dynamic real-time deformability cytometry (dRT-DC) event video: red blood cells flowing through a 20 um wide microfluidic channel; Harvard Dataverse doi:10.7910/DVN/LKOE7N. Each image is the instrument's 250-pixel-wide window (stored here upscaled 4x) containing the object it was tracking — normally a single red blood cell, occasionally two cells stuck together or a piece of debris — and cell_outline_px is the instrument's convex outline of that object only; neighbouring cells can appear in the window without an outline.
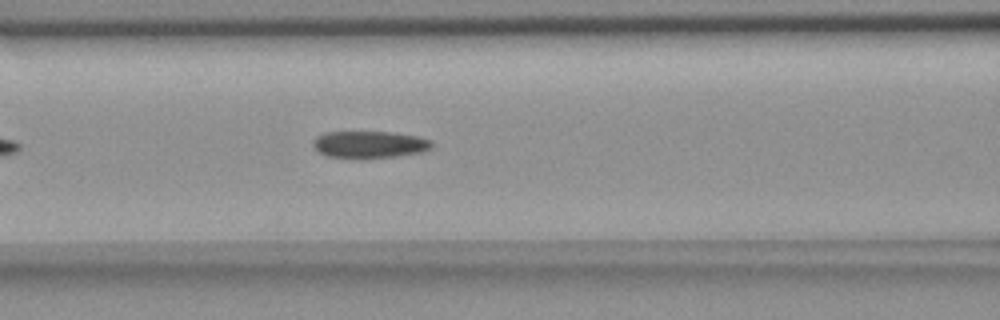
{"species": "common noctule bat (a hibernating species)", "species_latin": "Nyctalus noctula", "temperature_condition": "room temperature", "stored_images_in_passage": 21, "camera_frame_rate_fps": 3000, "um_per_image_px": 0.085, "animal": {"sex": "female", "body_mass_g": 18.4}, "frame": {"image": 1, "passage_image": 12, "time_ms": 3.667, "image_size_px": [1000, 320], "cell_outline_px": [[432, 148], [420, 152], [392, 156], [328, 156], [320, 152], [312, 144], [316, 136], [328, 132], [392, 132], [416, 136], [432, 140]], "centroid_in_image_um": [31.44, 12.24], "position_along_channel_um": 135.2, "area_um2": 17.86}}
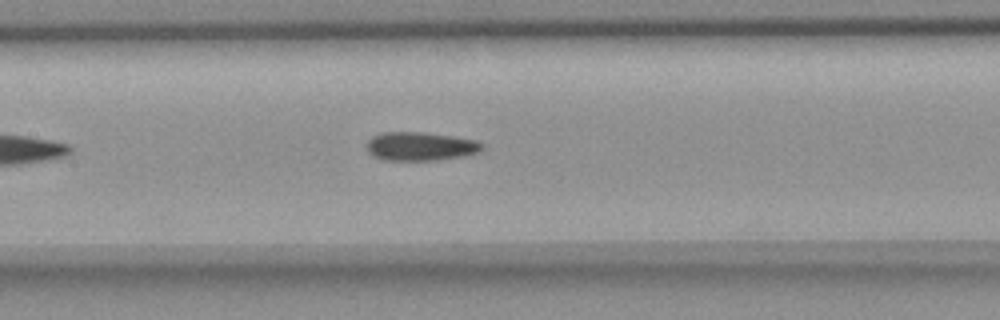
{"frame": {"image": 2, "passage_image": 15, "time_ms": 4.667, "image_size_px": [1000, 320], "cell_outline_px": [[484, 148], [476, 152], [464, 156], [440, 160], [384, 160], [368, 152], [368, 140], [372, 136], [380, 132], [424, 132], [452, 136], [476, 140], [484, 144]], "centroid_in_image_um": [35.75, 12.43], "position_along_channel_um": 171.6, "area_um2": 19.25}}